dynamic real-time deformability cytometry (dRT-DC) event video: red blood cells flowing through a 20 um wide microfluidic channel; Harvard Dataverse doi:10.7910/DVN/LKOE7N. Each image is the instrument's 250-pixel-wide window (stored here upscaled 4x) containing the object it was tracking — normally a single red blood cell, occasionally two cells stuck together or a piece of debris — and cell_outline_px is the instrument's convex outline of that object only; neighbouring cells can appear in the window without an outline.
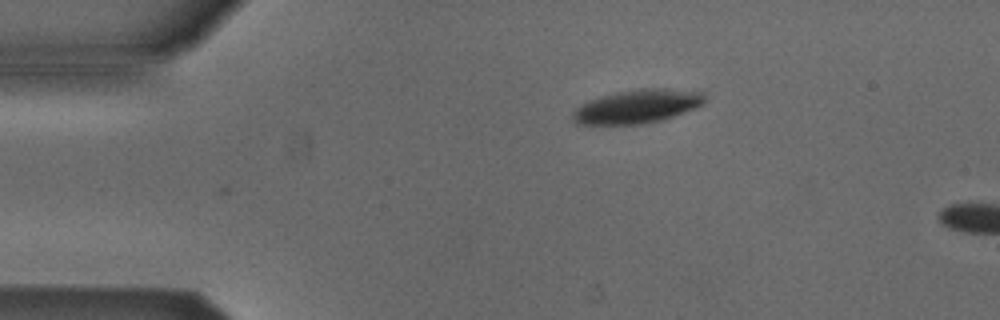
{"species": "Egyptian fruit bat (a non-hibernating species)", "species_latin": "Rousettus aegyptiacus", "temperature_condition": "cold", "stored_images_in_passage": 5, "camera_frame_rate_fps": 3000, "um_per_image_px": 0.085, "animal": {"sex": "male"}, "frame": {"image": 1, "passage_image": 5, "time_ms": 1.333, "image_size_px": [1000, 320], "cell_outline_px": [[704, 104], [672, 116], [660, 120], [640, 124], [576, 124], [572, 120], [572, 112], [580, 104], [588, 100], [612, 92], [640, 88], [668, 88], [704, 92]], "centroid_in_image_um": [54.12, 9.03], "position_along_channel_um": 30.9, "area_um2": 25.95}}